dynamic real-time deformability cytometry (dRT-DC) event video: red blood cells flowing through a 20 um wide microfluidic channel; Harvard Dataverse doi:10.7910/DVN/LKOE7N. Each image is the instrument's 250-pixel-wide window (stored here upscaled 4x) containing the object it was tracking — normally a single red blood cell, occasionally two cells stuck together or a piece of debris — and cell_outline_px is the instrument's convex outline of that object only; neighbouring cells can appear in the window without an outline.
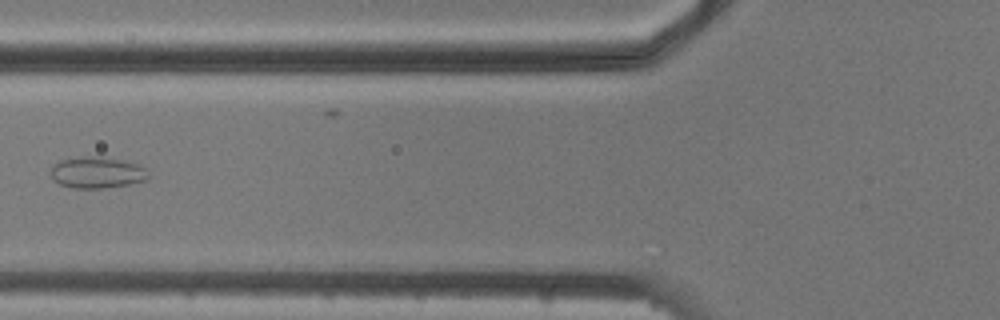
{"species": "common noctule bat (a hibernating species)", "species_latin": "Nyctalus noctula", "temperature_condition": "cold", "stored_images_in_passage": 5, "camera_frame_rate_fps": 3000, "um_per_image_px": 0.085, "animal": {"sex": "male", "body_mass_g": 20.5, "forearm_length_mm": 52.5}, "frame": {"image": 1, "passage_image": 3, "time_ms": 3.333, "image_size_px": [1000, 320], "cell_outline_px": [[148, 180], [128, 184], [104, 188], [72, 188], [60, 184], [52, 176], [52, 168], [60, 160], [88, 156], [92, 156], [120, 160], [140, 164], [144, 168], [148, 176]], "centroid_in_image_um": [8.28, 14.67], "position_along_channel_um": 117.5, "area_um2": 17.46}}